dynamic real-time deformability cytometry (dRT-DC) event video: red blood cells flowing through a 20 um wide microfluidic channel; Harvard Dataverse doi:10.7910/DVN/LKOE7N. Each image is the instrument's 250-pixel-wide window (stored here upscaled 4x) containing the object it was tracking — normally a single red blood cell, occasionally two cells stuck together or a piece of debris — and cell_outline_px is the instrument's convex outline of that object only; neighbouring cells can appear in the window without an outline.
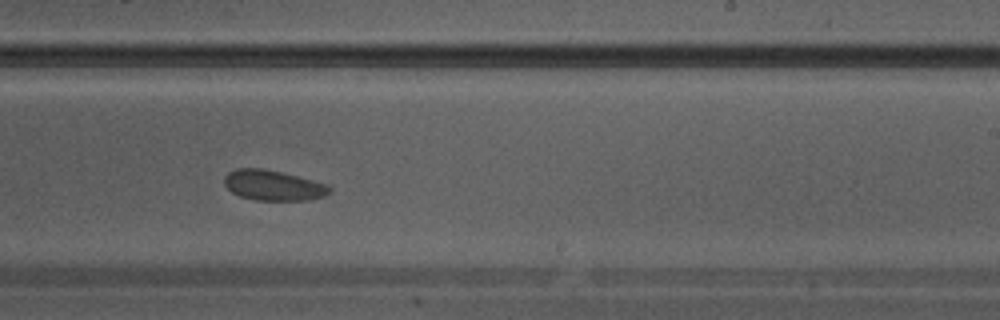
{"species": "Egyptian fruit bat (a non-hibernating species)", "species_latin": "Rousettus aegyptiacus", "temperature_condition": "warm", "stored_images_in_passage": 26, "camera_frame_rate_fps": 3000, "um_per_image_px": 0.085, "animal": {"sex": "male"}, "frame": {"image": 1, "passage_image": 15, "time_ms": 4.667, "image_size_px": [1000, 320], "cell_outline_px": [[332, 192], [324, 196], [308, 200], [256, 200], [240, 196], [232, 192], [224, 184], [224, 176], [228, 172], [236, 168], [260, 168], [280, 172], [328, 184], [332, 188]], "centroid_in_image_um": [23.23, 15.76], "position_along_channel_um": 265.8, "area_um2": 18.55}}